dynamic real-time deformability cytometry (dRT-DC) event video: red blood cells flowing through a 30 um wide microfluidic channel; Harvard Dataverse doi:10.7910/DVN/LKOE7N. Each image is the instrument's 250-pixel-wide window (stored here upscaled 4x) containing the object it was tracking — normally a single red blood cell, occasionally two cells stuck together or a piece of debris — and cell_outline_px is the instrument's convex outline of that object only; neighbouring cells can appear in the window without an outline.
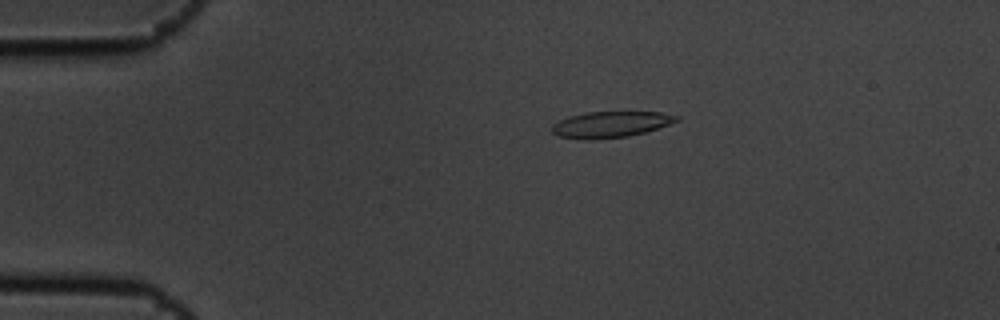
{"species": "common noctule bat (a hibernating species)", "species_latin": "Nyctalus noctula", "temperature_condition": "cold", "stored_images_in_passage": 12, "camera_frame_rate_fps": 3000, "um_per_image_px": 0.085, "animal": {"sex": "male", "body_mass_g": 19.5, "forearm_length_mm": 54.6}, "frame": {"image": 1, "passage_image": 1, "time_ms": 0.0, "image_size_px": [1000, 320], "cell_outline_px": [[680, 120], [644, 132], [628, 136], [592, 140], [584, 140], [556, 136], [552, 132], [552, 124], [568, 116], [588, 112], [660, 112], [680, 116]], "centroid_in_image_um": [51.86, 10.58], "position_along_channel_um": 33.1, "area_um2": 18.96}}
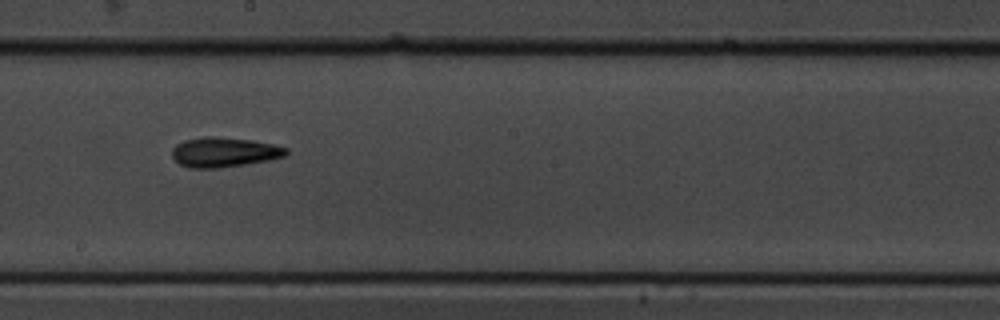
{"frame": {"image": 2, "passage_image": 6, "time_ms": 1.667, "image_size_px": [1000, 320], "cell_outline_px": [[288, 156], [272, 160], [220, 168], [188, 168], [180, 164], [172, 156], [172, 148], [176, 144], [184, 140], [204, 136], [212, 136], [252, 140], [272, 144], [288, 148]], "centroid_in_image_um": [19.08, 12.94], "position_along_channel_um": 229.1, "area_um2": 20.06}}
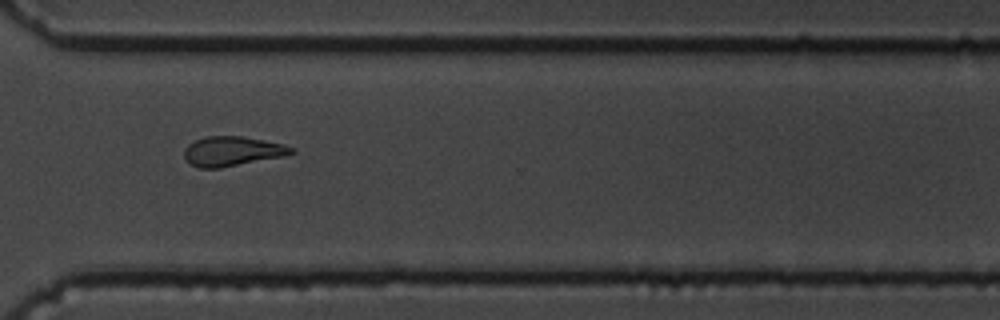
{"frame": {"image": 3, "passage_image": 9, "time_ms": 2.667, "image_size_px": [1000, 320], "cell_outline_px": [[296, 152], [280, 156], [220, 168], [200, 168], [192, 164], [184, 156], [184, 148], [188, 144], [204, 136], [240, 136], [284, 144], [292, 148]], "centroid_in_image_um": [19.69, 12.84], "position_along_channel_um": 350.9, "area_um2": 18.09}}